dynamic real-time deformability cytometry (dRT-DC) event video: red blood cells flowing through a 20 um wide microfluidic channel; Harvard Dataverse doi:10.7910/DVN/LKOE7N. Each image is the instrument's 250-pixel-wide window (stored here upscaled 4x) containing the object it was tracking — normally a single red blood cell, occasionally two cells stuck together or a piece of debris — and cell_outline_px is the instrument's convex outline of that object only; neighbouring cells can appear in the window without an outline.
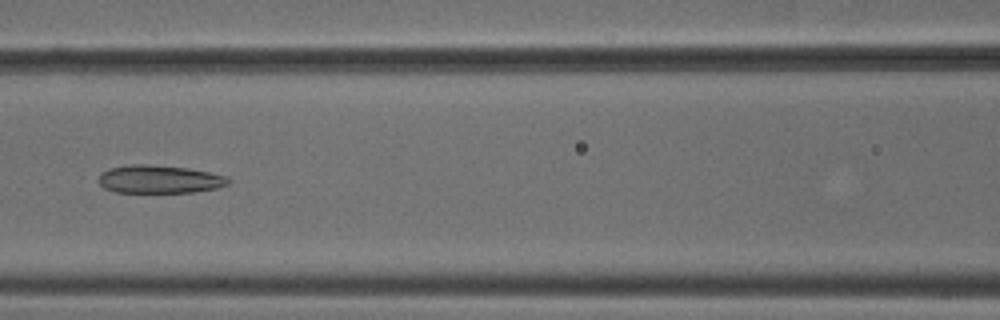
{"species": "common noctule bat (a hibernating species)", "species_latin": "Nyctalus noctula", "temperature_condition": "cold", "stored_images_in_passage": 7, "camera_frame_rate_fps": 3000, "um_per_image_px": 0.085, "animal": {"sex": "male", "body_mass_g": 18.8}, "frame": {"image": 1, "passage_image": 7, "time_ms": 2.0, "image_size_px": [1000, 320], "cell_outline_px": [[232, 180], [228, 184], [216, 188], [192, 192], [116, 192], [104, 188], [100, 184], [100, 172], [112, 168], [132, 164], [148, 164], [188, 168], [208, 172], [224, 176]], "centroid_in_image_um": [13.55, 15.23], "position_along_channel_um": 153.1, "area_um2": 20.98}}